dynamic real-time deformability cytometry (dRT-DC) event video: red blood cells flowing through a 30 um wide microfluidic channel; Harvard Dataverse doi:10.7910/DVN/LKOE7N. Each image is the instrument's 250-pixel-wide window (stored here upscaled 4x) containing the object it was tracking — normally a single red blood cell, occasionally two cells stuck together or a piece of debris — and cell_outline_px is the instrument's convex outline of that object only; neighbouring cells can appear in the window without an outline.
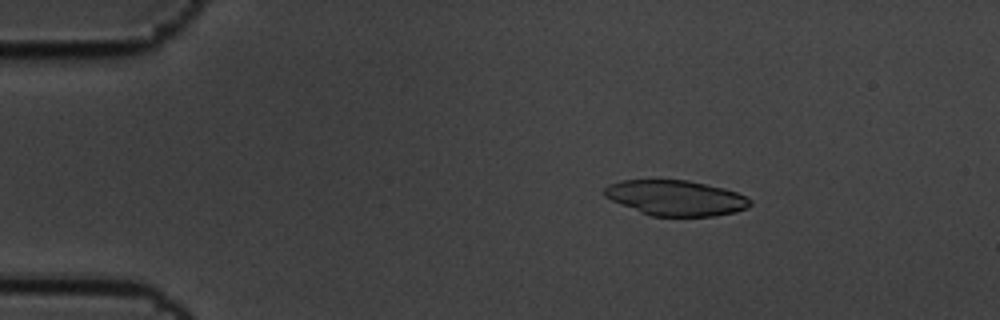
{"species": "common noctule bat (a hibernating species)", "species_latin": "Nyctalus noctula", "temperature_condition": "cold", "stored_images_in_passage": 13, "camera_frame_rate_fps": 3000, "um_per_image_px": 0.085, "animal": {"sex": "male", "body_mass_g": 19.5, "forearm_length_mm": 54.6}, "frame": {"image": 1, "passage_image": 3, "time_ms": 0.667, "image_size_px": [1000, 320], "cell_outline_px": [[752, 204], [748, 208], [736, 212], [716, 216], [652, 216], [640, 212], [620, 204], [604, 196], [604, 188], [608, 184], [624, 180], [688, 180], [724, 188], [736, 192], [752, 200]], "centroid_in_image_um": [57.46, 16.83], "position_along_channel_um": 27.5, "area_um2": 30.06}}